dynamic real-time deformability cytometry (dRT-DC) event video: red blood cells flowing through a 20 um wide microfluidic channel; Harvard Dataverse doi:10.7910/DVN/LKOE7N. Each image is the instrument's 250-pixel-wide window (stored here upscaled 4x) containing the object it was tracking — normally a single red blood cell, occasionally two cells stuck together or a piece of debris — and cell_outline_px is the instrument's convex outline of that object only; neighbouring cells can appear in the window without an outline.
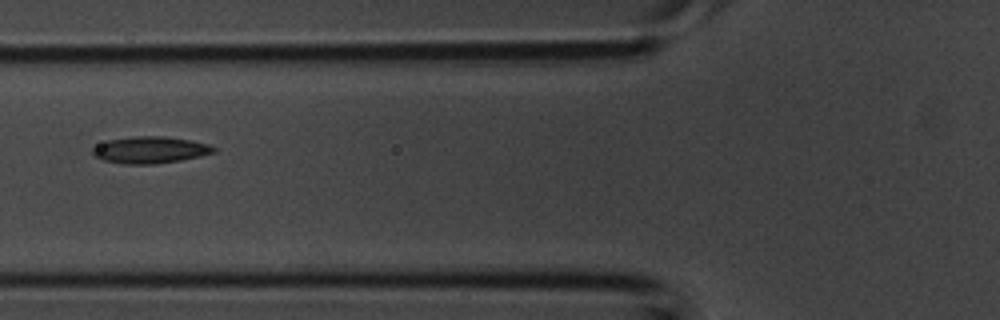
{"species": "common noctule bat (a hibernating species)", "species_latin": "Nyctalus noctula", "temperature_condition": "room temperature", "stored_images_in_passage": 3, "camera_frame_rate_fps": 3000, "um_per_image_px": 0.085, "animal": {"sex": "male", "body_mass_g": 20.1, "forearm_length_mm": 53.5}, "frame": {"image": 1, "passage_image": 3, "time_ms": 0.667, "image_size_px": [1000, 320], "cell_outline_px": [[216, 152], [200, 156], [180, 160], [152, 164], [124, 164], [104, 160], [96, 156], [92, 152], [92, 148], [108, 140], [136, 136], [164, 136], [188, 140], [208, 144], [216, 148]], "centroid_in_image_um": [12.77, 12.74], "position_along_channel_um": 113.0, "area_um2": 18.61}}